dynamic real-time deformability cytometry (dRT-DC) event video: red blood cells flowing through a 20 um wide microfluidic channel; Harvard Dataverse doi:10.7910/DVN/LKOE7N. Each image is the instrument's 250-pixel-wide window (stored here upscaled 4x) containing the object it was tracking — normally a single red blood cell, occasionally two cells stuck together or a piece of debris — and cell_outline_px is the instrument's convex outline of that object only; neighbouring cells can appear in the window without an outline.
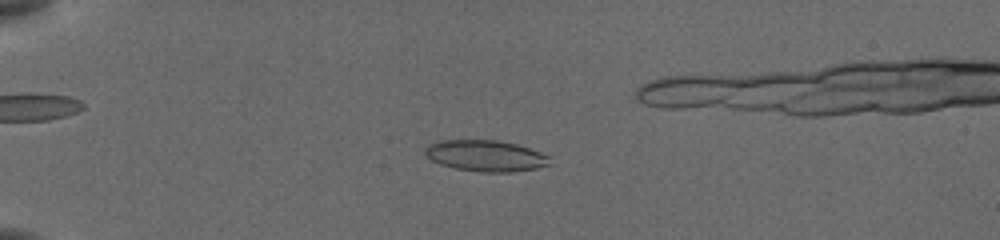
{"species": "common noctule bat (a hibernating species)", "species_latin": "Nyctalus noctula", "temperature_condition": "cold", "stored_images_in_passage": 50, "camera_frame_rate_fps": 3000, "um_per_image_px": 0.085, "animal": {"sex": "female", "body_mass_g": 19.5, "forearm_length_mm": 54.1}, "frame": {"image": 1, "passage_image": 16, "time_ms": 5.0, "image_size_px": [1000, 240], "cell_outline_px": [[552, 156], [548, 164], [536, 168], [512, 172], [480, 172], [456, 168], [440, 164], [432, 160], [424, 152], [424, 148], [428, 144], [440, 140], [496, 140], [516, 144]], "centroid_in_image_um": [41.27, 13.23], "position_along_channel_um": 43.7, "area_um2": 22.6}}
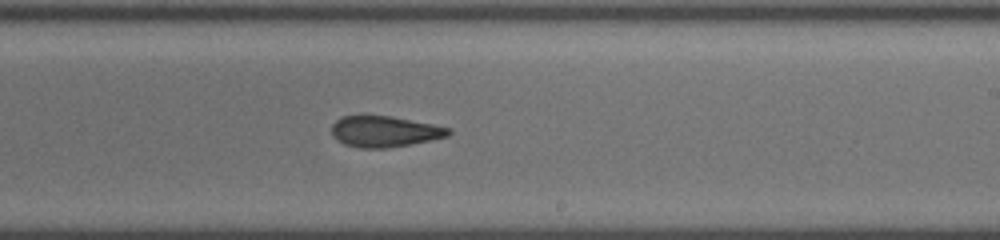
{"frame": {"image": 2, "passage_image": 36, "time_ms": 11.667, "image_size_px": [1000, 240], "cell_outline_px": [[452, 132], [448, 136], [408, 144], [384, 148], [360, 148], [344, 144], [336, 140], [332, 136], [332, 124], [336, 120], [344, 116], [392, 116], [452, 128]], "centroid_in_image_um": [32.67, 11.17], "position_along_channel_um": 256.3, "area_um2": 20.92}}
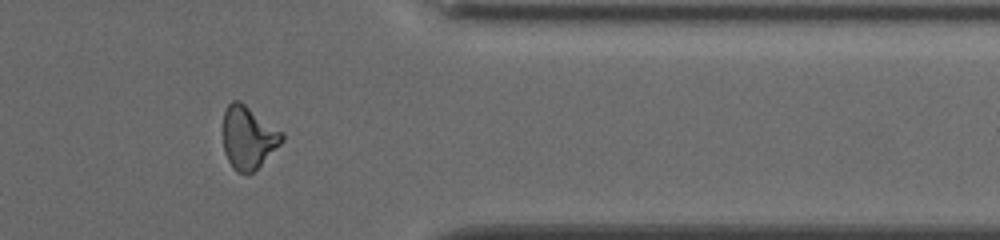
{"frame": {"image": 3, "passage_image": 47, "time_ms": 15.333, "image_size_px": [1000, 240], "cell_outline_px": [[284, 140], [248, 176], [236, 172], [232, 168], [224, 152], [224, 112], [228, 104], [232, 100], [240, 100], [284, 132]], "centroid_in_image_um": [21.1, 11.68], "position_along_channel_um": 390.3, "area_um2": 21.62}}